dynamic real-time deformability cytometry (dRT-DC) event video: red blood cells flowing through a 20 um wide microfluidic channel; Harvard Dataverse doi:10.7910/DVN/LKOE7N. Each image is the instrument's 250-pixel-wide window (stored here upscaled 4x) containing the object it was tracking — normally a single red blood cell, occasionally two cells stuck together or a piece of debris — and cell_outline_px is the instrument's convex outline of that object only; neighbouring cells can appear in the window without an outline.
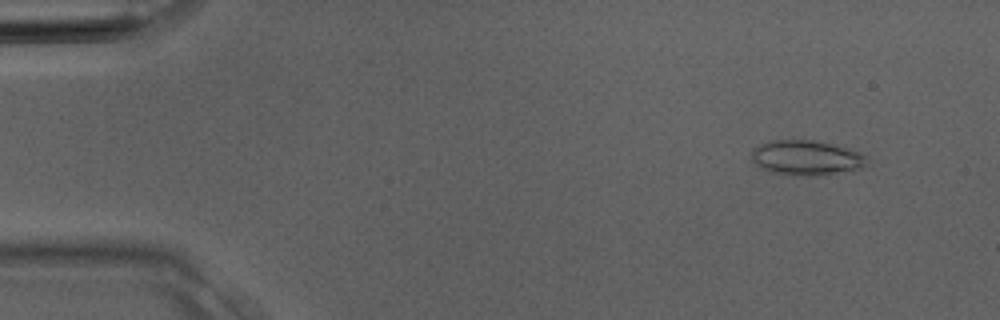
{"species": "Egyptian fruit bat (a non-hibernating species)", "species_latin": "Rousettus aegyptiacus", "temperature_condition": "room temperature", "stored_images_in_passage": 2, "camera_frame_rate_fps": 3000, "um_per_image_px": 0.085, "animal": {"sex": "male"}, "frame": {"image": 1, "passage_image": 1, "time_ms": 0.0, "image_size_px": [1000, 320], "cell_outline_px": [[864, 164], [860, 168], [836, 172], [808, 176], [772, 172], [756, 164], [752, 160], [752, 152], [760, 144], [772, 140], [812, 140], [860, 152], [864, 156]], "centroid_in_image_um": [68.47, 13.4], "position_along_channel_um": 16.5, "area_um2": 22.43}}